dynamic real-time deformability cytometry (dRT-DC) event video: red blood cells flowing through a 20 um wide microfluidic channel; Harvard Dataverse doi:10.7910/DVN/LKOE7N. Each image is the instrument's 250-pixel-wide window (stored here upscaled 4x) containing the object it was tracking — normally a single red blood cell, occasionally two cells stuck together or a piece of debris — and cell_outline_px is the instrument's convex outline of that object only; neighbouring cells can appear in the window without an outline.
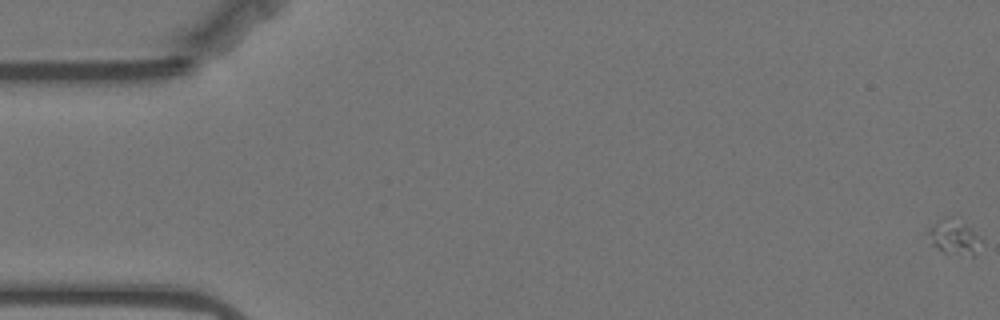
{"species": "Egyptian fruit bat (a non-hibernating species)", "species_latin": "Rousettus aegyptiacus", "temperature_condition": "warm", "stored_images_in_passage": 59, "camera_frame_rate_fps": 3000, "um_per_image_px": 0.085, "animal": {"sex": "female"}, "frame": {"image": 1, "passage_image": 1, "time_ms": 0.0, "image_size_px": [1000, 320], "cell_outline_px": [[984, 240], [972, 260], [944, 252], [932, 244], [924, 232], [936, 220], [944, 216], [948, 216], [972, 228]], "centroid_in_image_um": [81.12, 20.2], "position_along_channel_um": 3.9, "area_um2": 11.5}}